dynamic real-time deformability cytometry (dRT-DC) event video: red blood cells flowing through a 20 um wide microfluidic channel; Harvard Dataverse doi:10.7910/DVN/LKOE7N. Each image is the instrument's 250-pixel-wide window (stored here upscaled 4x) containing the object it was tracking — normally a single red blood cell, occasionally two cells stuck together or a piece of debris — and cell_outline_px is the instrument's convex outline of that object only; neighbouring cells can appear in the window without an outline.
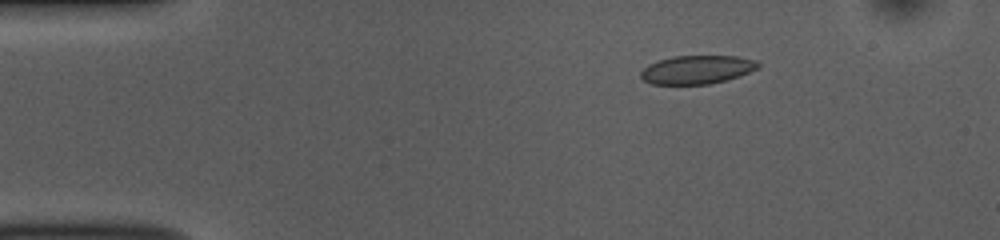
{"species": "common noctule bat (a hibernating species)", "species_latin": "Nyctalus noctula", "temperature_condition": "room temperature", "stored_images_in_passage": 52, "camera_frame_rate_fps": 3000, "um_per_image_px": 0.085, "animal": {"sex": "female", "body_mass_g": 10.0, "forearm_length_mm": 53.1}, "frame": {"image": 1, "passage_image": 8, "time_ms": 2.333, "image_size_px": [1000, 240], "cell_outline_px": [[760, 68], [724, 80], [708, 84], [652, 84], [644, 80], [640, 76], [640, 72], [648, 64], [672, 56], [736, 56], [756, 60], [760, 64]], "centroid_in_image_um": [59.23, 5.91], "position_along_channel_um": 25.8, "area_um2": 19.31}}
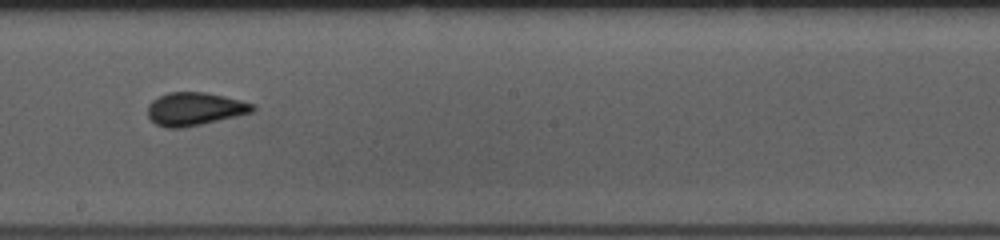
{"frame": {"image": 2, "passage_image": 29, "time_ms": 9.333, "image_size_px": [1000, 240], "cell_outline_px": [[256, 108], [252, 112], [236, 116], [200, 124], [180, 128], [168, 128], [156, 124], [148, 116], [148, 104], [152, 100], [168, 92], [204, 92], [224, 96], [256, 104]], "centroid_in_image_um": [16.55, 9.25], "position_along_channel_um": 231.6, "area_um2": 20.06}}
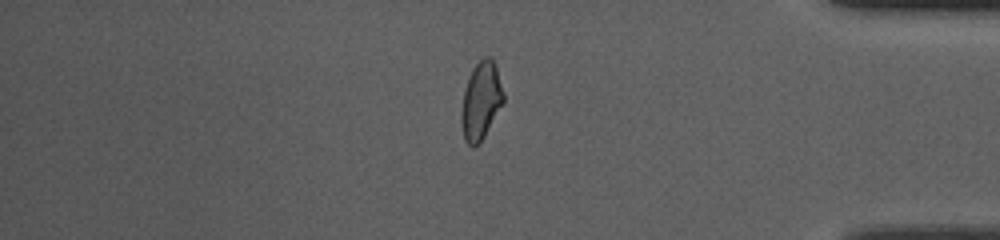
{"frame": {"image": 3, "passage_image": 44, "time_ms": 14.333, "image_size_px": [1000, 240], "cell_outline_px": [[504, 104], [480, 144], [472, 148], [464, 140], [460, 120], [460, 112], [464, 92], [472, 68], [484, 56], [488, 56], [492, 60], [496, 68], [504, 92]], "centroid_in_image_um": [40.88, 8.63], "position_along_channel_um": 394.3, "area_um2": 19.31}, "authors_computed_cell_mechanics": {"area_um2": 19.7965, "velocity_mm_per_s": 3.8087, "shape_relaxation_time_tau1_ms": 6.7232, "shape_relaxation_time_tau2_ms": 0.9412, "deformation_change_tau1": 0.1447, "deformation_change_tau2": 0.0513}}